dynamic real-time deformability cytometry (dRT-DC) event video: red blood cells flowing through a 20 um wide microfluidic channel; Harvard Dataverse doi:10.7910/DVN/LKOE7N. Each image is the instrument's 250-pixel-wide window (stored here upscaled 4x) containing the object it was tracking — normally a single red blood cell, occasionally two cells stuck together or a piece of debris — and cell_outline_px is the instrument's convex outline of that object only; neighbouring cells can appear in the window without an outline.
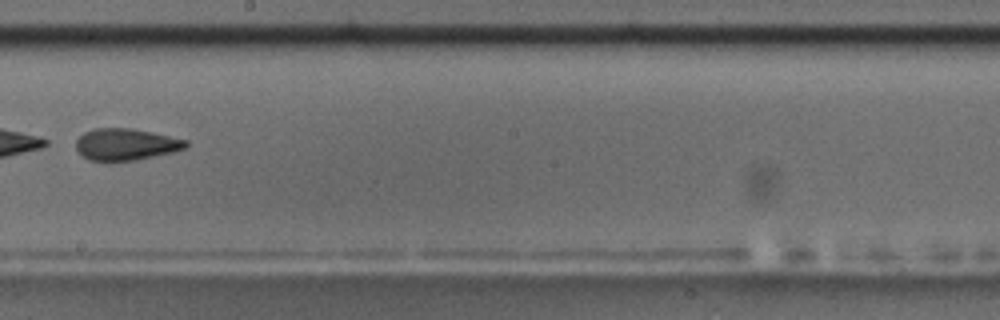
{"species": "common noctule bat (a hibernating species)", "species_latin": "Nyctalus noctula", "temperature_condition": "room temperature", "stored_images_in_passage": 9, "camera_frame_rate_fps": 3000, "um_per_image_px": 0.085, "animal": {"sex": "male", "body_mass_g": 17.5, "forearm_length_mm": 52.3}, "frame": {"image": 1, "passage_image": 7, "time_ms": 7.0, "image_size_px": [1000, 320], "cell_outline_px": [[188, 144], [184, 148], [176, 152], [136, 160], [88, 160], [76, 148], [76, 140], [84, 132], [92, 128], [132, 128], [152, 132], [188, 140]], "centroid_in_image_um": [10.73, 12.26], "position_along_channel_um": 237.5, "area_um2": 20.29}}